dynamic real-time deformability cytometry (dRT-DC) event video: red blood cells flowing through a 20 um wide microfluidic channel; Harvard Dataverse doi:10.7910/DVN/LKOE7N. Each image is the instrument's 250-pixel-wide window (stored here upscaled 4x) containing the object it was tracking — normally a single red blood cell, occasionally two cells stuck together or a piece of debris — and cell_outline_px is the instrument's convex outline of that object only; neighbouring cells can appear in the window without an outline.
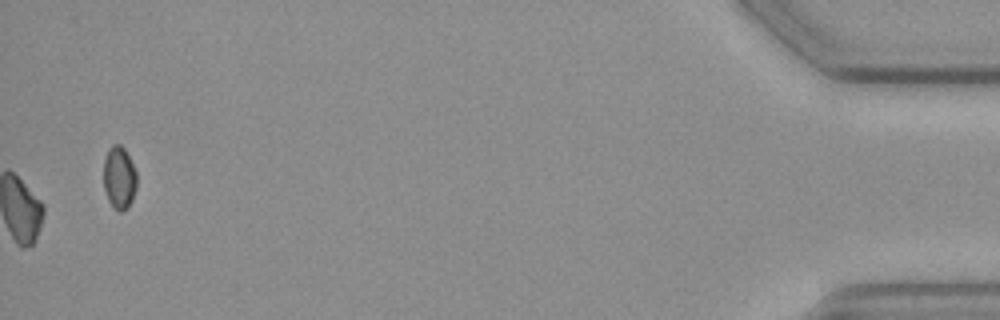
{"species": "common noctule bat (a hibernating species)", "species_latin": "Nyctalus noctula", "temperature_condition": "cold", "stored_images_in_passage": 54, "camera_frame_rate_fps": 3000, "um_per_image_px": 0.085, "animal": {"sex": "female", "body_mass_g": 19.3, "forearm_length_mm": 54.1}, "frame": {"image": 1, "passage_image": 54, "time_ms": 17.667, "image_size_px": [1000, 320], "cell_outline_px": [[136, 188], [132, 200], [120, 212], [108, 200], [104, 188], [104, 160], [108, 148], [112, 144], [120, 144], [124, 148], [136, 172]], "centroid_in_image_um": [10.12, 15.05], "position_along_channel_um": 425.1, "area_um2": 11.85}, "authors_computed_cell_mechanics": {"area_um2": 18.1781, "velocity_mm_per_s": 3.575, "shape_relaxation_time_tau1_ms": 7.16, "shape_relaxation_time_tau2_ms": null, "deformation_change_tau1": 0.1193, "deformation_change_tau2": null}}